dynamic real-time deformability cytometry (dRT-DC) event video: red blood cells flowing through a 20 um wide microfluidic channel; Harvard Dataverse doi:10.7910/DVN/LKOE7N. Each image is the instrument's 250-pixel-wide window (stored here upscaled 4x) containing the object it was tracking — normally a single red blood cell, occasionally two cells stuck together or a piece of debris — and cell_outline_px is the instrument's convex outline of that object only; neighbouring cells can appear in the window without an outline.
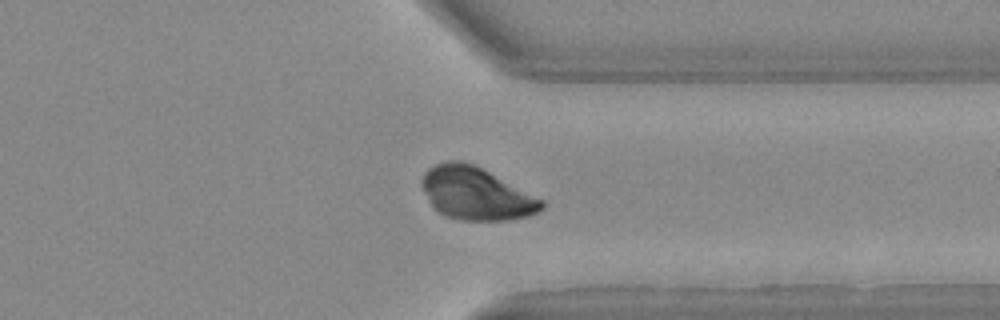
{"species": "Egyptian fruit bat (a non-hibernating species)", "species_latin": "Rousettus aegyptiacus", "temperature_condition": "warm", "stored_images_in_passage": 34, "camera_frame_rate_fps": 3000, "um_per_image_px": 0.085, "animal": {"sex": "female"}, "frame": {"image": 1, "passage_image": 26, "time_ms": 8.333, "image_size_px": [1000, 320], "cell_outline_px": [[544, 208], [528, 216], [504, 220], [464, 220], [444, 216], [432, 204], [420, 184], [424, 172], [428, 168], [436, 164], [448, 160], [460, 160], [476, 164], [544, 200]], "centroid_in_image_um": [40.47, 16.42], "position_along_channel_um": 370.9, "area_um2": 36.7}}
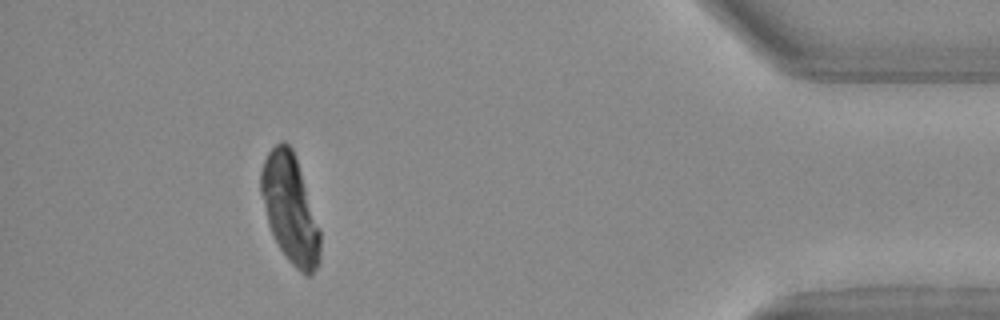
{"frame": {"image": 2, "passage_image": 31, "time_ms": 10.0, "image_size_px": [1000, 320], "cell_outline_px": [[320, 264], [308, 276], [300, 272], [292, 264], [280, 248], [268, 224], [260, 192], [260, 172], [264, 160], [268, 152], [280, 140], [284, 140], [292, 148], [296, 156], [320, 232]], "centroid_in_image_um": [24.64, 17.71], "position_along_channel_um": 410.6, "area_um2": 37.05}}